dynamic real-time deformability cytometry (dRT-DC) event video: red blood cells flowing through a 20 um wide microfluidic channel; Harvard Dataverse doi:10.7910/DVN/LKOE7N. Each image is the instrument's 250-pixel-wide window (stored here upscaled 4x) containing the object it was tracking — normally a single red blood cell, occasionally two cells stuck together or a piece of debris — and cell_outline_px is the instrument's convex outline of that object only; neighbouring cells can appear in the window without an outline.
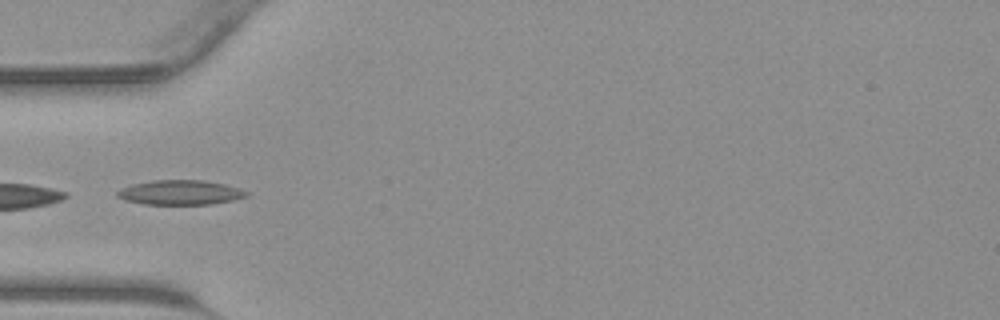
{"species": "common noctule bat (a hibernating species)", "species_latin": "Nyctalus noctula", "temperature_condition": "warm", "stored_images_in_passage": 25, "camera_frame_rate_fps": 3000, "um_per_image_px": 0.085, "animal": {"sex": "male", "body_mass_g": 23.1, "forearm_length_mm": 52.7}, "frame": {"image": 1, "passage_image": 1, "time_ms": 0.0, "image_size_px": [1000, 320], "cell_outline_px": [[248, 196], [232, 200], [212, 204], [144, 204], [124, 200], [116, 196], [116, 192], [120, 188], [132, 184], [152, 180], [204, 180], [224, 184], [248, 192]], "centroid_in_image_um": [15.27, 16.36], "position_along_channel_um": 69.7, "area_um2": 18.5}}
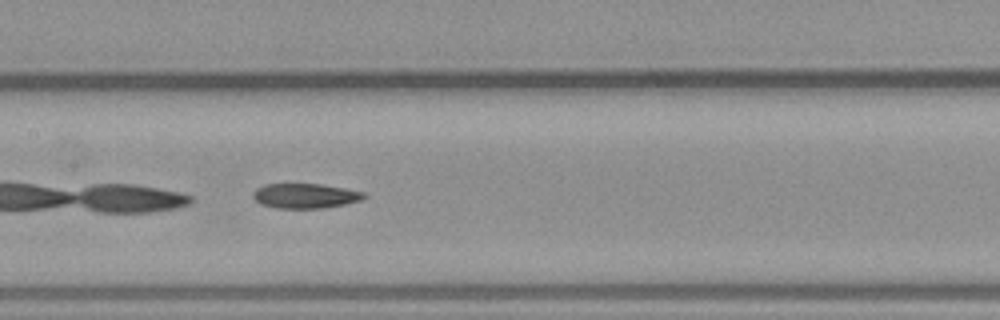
{"frame": {"image": 2, "passage_image": 8, "time_ms": 2.333, "image_size_px": [1000, 320], "cell_outline_px": [[368, 196], [360, 200], [344, 204], [324, 208], [276, 208], [260, 204], [252, 196], [252, 192], [256, 188], [264, 184], [320, 184], [344, 188], [364, 192]], "centroid_in_image_um": [25.92, 16.64], "position_along_channel_um": 181.5, "area_um2": 16.07}}
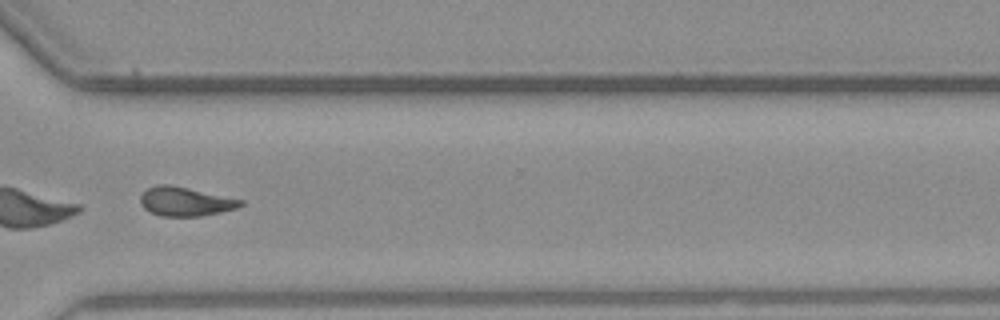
{"frame": {"image": 3, "passage_image": 19, "time_ms": 6.0, "image_size_px": [1000, 320], "cell_outline_px": [[244, 204], [236, 208], [220, 212], [200, 216], [160, 216], [148, 212], [140, 204], [140, 196], [148, 188], [156, 184], [168, 184], [188, 188], [244, 200]], "centroid_in_image_um": [15.72, 17.13], "position_along_channel_um": 354.9, "area_um2": 16.94}}